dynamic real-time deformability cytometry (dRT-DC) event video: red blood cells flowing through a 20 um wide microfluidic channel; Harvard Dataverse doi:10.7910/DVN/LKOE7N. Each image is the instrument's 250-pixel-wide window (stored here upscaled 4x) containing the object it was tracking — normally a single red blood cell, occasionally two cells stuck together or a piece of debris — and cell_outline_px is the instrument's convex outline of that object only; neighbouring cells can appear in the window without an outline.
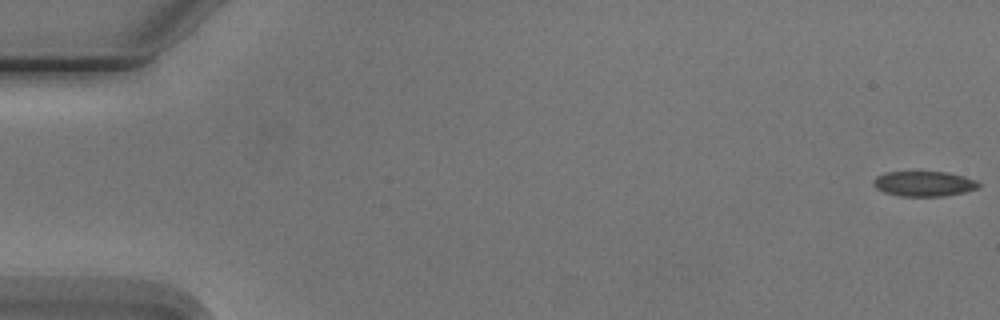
{"species": "Egyptian fruit bat (a non-hibernating species)", "species_latin": "Rousettus aegyptiacus", "temperature_condition": "cold", "stored_images_in_passage": 4, "camera_frame_rate_fps": 3000, "um_per_image_px": 0.085, "animal": {"sex": "male"}, "frame": {"image": 1, "passage_image": 1, "time_ms": 0.0, "image_size_px": [1000, 320], "cell_outline_px": [[980, 188], [964, 192], [940, 196], [900, 196], [884, 192], [876, 188], [872, 184], [872, 180], [876, 176], [884, 172], [944, 172], [964, 176], [976, 180], [980, 184]], "centroid_in_image_um": [78.51, 15.61], "position_along_channel_um": 6.5, "area_um2": 15.43}}